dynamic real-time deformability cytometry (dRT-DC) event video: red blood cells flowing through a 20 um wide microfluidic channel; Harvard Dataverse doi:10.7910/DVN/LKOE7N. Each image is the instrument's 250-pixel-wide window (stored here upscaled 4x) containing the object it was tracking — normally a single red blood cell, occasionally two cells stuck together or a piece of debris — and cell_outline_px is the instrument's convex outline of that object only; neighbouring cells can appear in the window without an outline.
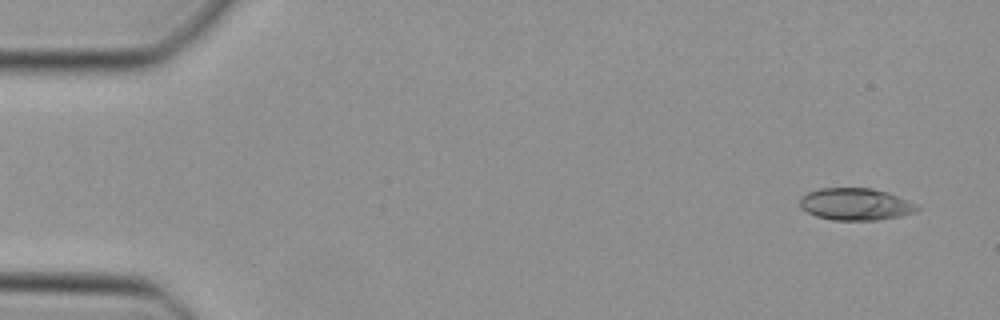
{"species": "Egyptian fruit bat (a non-hibernating species)", "species_latin": "Rousettus aegyptiacus", "temperature_condition": "cold", "stored_images_in_passage": 48, "camera_frame_rate_fps": 3000, "um_per_image_px": 0.085, "animal": {"sex": "female"}, "frame": {"image": 1, "passage_image": 3, "time_ms": 0.667, "image_size_px": [1000, 320], "cell_outline_px": [[920, 208], [916, 212], [900, 216], [876, 220], [832, 220], [816, 216], [800, 208], [800, 200], [808, 192], [820, 188], [872, 188], [888, 192]], "centroid_in_image_um": [72.68, 17.36], "position_along_channel_um": 12.3, "area_um2": 21.62}}
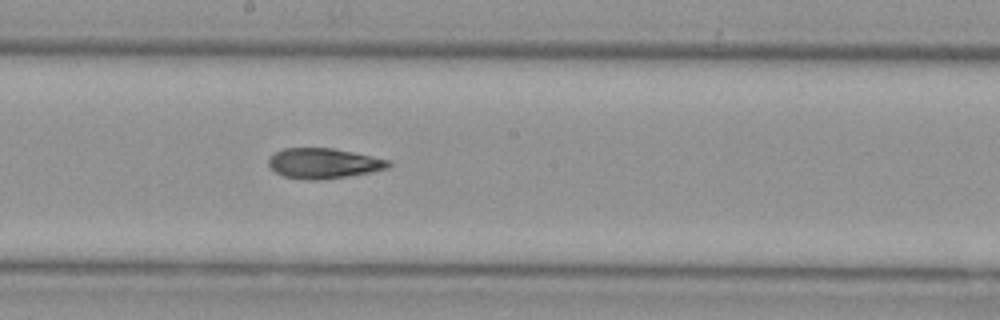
{"frame": {"image": 2, "passage_image": 26, "time_ms": 8.333, "image_size_px": [1000, 320], "cell_outline_px": [[392, 164], [388, 168], [372, 172], [320, 180], [308, 180], [284, 176], [276, 172], [268, 164], [268, 160], [276, 152], [284, 148], [332, 148], [392, 160]], "centroid_in_image_um": [27.55, 13.88], "position_along_channel_um": 220.7, "area_um2": 21.04}}
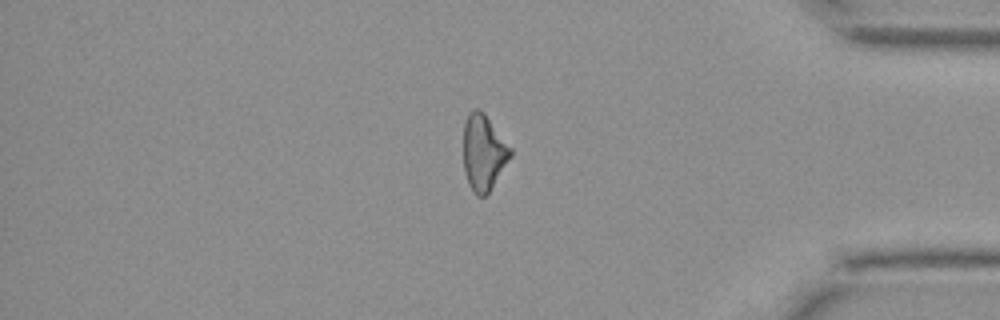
{"frame": {"image": 3, "passage_image": 40, "time_ms": 13.0, "image_size_px": [1000, 320], "cell_outline_px": [[512, 156], [488, 192], [484, 196], [476, 196], [472, 192], [468, 184], [464, 172], [464, 124], [468, 112], [472, 108], [476, 108], [484, 112], [512, 148]], "centroid_in_image_um": [41.1, 12.94], "position_along_channel_um": 394.1, "area_um2": 20.92}}